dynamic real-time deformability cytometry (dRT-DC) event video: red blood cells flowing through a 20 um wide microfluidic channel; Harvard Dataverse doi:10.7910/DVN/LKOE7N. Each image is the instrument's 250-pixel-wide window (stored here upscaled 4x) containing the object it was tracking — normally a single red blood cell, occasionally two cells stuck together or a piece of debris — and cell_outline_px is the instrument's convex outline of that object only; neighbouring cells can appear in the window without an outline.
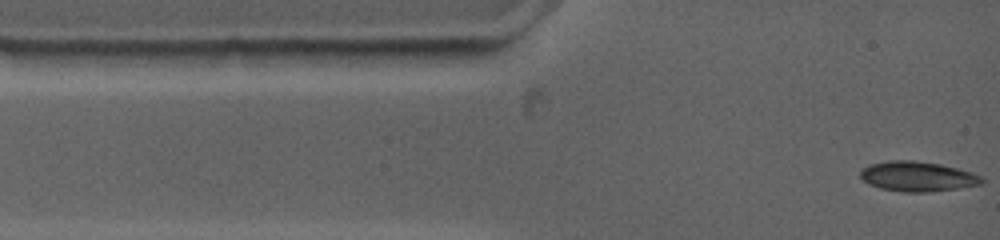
{"species": "common noctule bat (a hibernating species)", "species_latin": "Nyctalus noctula", "temperature_condition": "warm", "stored_images_in_passage": 33, "camera_frame_rate_fps": 4500, "um_per_image_px": 0.085, "animal": {"sex": "female", "body_mass_g": 19.0, "forearm_length_mm": 53.3}, "frame": {"image": 1, "passage_image": 1, "time_ms": 0.0, "image_size_px": [1000, 240], "cell_outline_px": [[984, 180], [980, 184], [960, 188], [932, 192], [900, 192], [880, 188], [868, 184], [860, 176], [860, 172], [864, 168], [872, 164], [892, 160], [912, 160], [940, 164], [972, 172], [980, 176]], "centroid_in_image_um": [77.99, 15.01], "position_along_channel_um": 7.0, "area_um2": 21.1}}
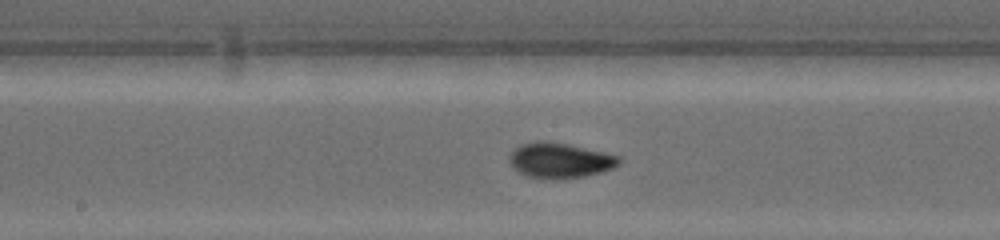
{"frame": {"image": 2, "passage_image": 15, "time_ms": 6.222, "image_size_px": [1000, 240], "cell_outline_px": [[620, 160], [612, 168], [604, 172], [584, 176], [552, 180], [528, 176], [520, 172], [512, 164], [512, 152], [516, 148], [524, 144], [564, 144], [600, 152], [616, 156]], "centroid_in_image_um": [47.63, 13.7], "position_along_channel_um": 200.6, "area_um2": 20.98}}
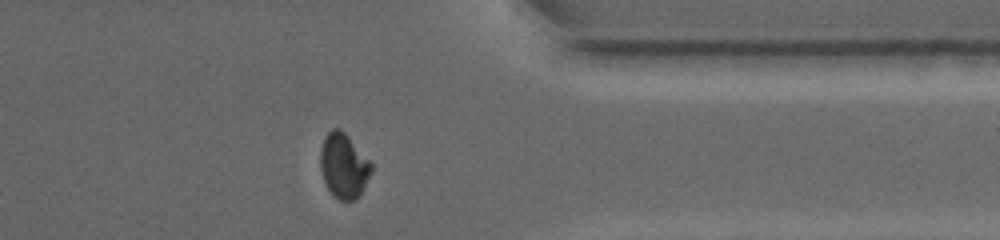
{"frame": {"image": 3, "passage_image": 28, "time_ms": 11.333, "image_size_px": [1000, 240], "cell_outline_px": [[372, 172], [360, 196], [356, 200], [340, 200], [324, 184], [320, 168], [320, 148], [328, 132], [332, 128], [340, 128], [348, 136], [372, 164]], "centroid_in_image_um": [29.21, 14.1], "position_along_channel_um": 382.2, "area_um2": 19.19}, "authors_computed_cell_mechanics": {"area_um2": 20.5768, "velocity_mm_per_s": 3.7538, "shape_relaxation_time_tau1_ms": 5.7542, "shape_relaxation_time_tau2_ms": null, "deformation_change_tau1": 0.1924, "deformation_change_tau2": null}}